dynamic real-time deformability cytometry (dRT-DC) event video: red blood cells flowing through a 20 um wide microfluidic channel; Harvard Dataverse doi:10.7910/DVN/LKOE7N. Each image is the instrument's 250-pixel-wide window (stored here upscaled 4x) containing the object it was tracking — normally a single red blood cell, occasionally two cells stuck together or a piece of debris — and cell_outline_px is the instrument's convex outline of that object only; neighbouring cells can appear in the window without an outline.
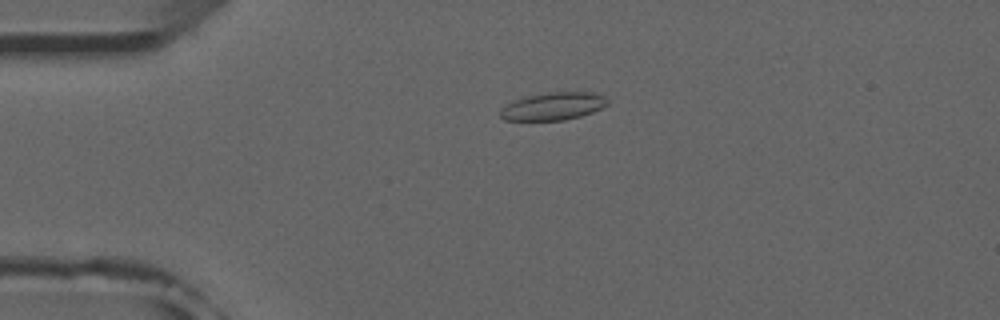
{"species": "common noctule bat (a hibernating species)", "species_latin": "Nyctalus noctula", "temperature_condition": "room temperature", "stored_images_in_passage": 46, "camera_frame_rate_fps": 3000, "um_per_image_px": 0.085, "animal": {"sex": "male", "forearm_length_mm": 52.5}, "frame": {"image": 1, "passage_image": 12, "time_ms": 3.667, "image_size_px": [1000, 320], "cell_outline_px": [[608, 104], [592, 112], [580, 116], [564, 120], [504, 120], [500, 116], [500, 112], [508, 104], [516, 100], [528, 96], [552, 92], [592, 92], [604, 96], [608, 100]], "centroid_in_image_um": [47.06, 9.03], "position_along_channel_um": 37.9, "area_um2": 16.94}}
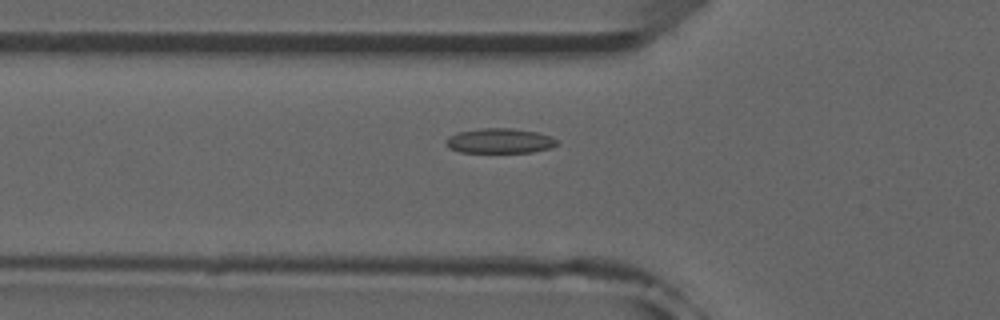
{"frame": {"image": 2, "passage_image": 18, "time_ms": 5.667, "image_size_px": [1000, 320], "cell_outline_px": [[560, 144], [552, 148], [532, 152], [460, 152], [448, 148], [444, 144], [444, 140], [448, 136], [456, 132], [480, 128], [512, 128], [536, 132], [552, 136], [560, 140]], "centroid_in_image_um": [42.48, 11.97], "position_along_channel_um": 83.3, "area_um2": 16.53}}
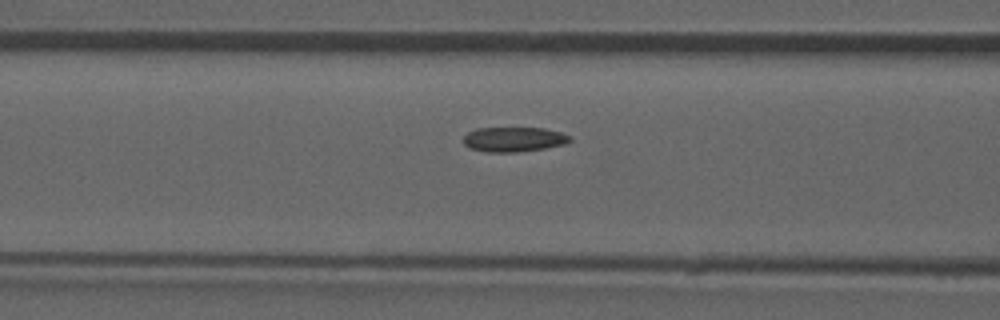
{"frame": {"image": 3, "passage_image": 21, "time_ms": 6.667, "image_size_px": [1000, 320], "cell_outline_px": [[572, 140], [568, 144], [544, 148], [516, 152], [484, 152], [468, 148], [464, 144], [464, 136], [468, 132], [476, 128], [544, 128], [560, 132], [572, 136]], "centroid_in_image_um": [43.69, 11.85], "position_along_channel_um": 122.9, "area_um2": 15.55}, "authors_computed_cell_mechanics": {"area_um2": 15.7505, "velocity_mm_per_s": 3.9208, "shape_relaxation_time_tau1_ms": null, "shape_relaxation_time_tau2_ms": 3.5533, "deformation_change_tau1": null, "deformation_change_tau2": 0.0492}}